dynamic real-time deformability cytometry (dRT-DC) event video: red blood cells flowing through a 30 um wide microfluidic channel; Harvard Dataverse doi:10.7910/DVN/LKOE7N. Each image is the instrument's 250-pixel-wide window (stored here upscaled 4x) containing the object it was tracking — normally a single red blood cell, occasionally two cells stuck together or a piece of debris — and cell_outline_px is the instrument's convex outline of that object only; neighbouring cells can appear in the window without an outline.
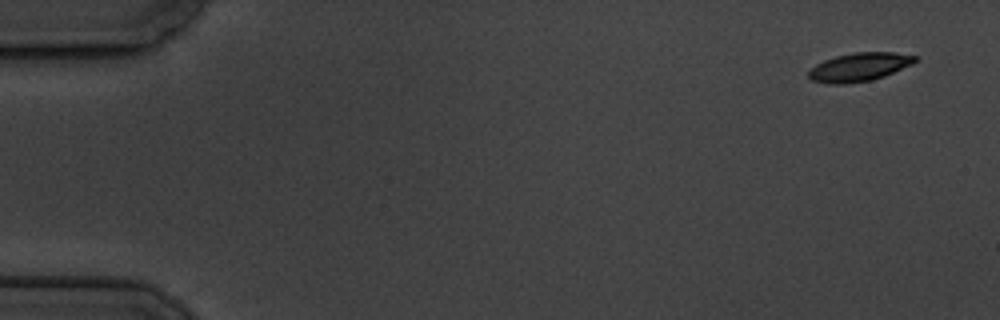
{"species": "common noctule bat (a hibernating species)", "species_latin": "Nyctalus noctula", "temperature_condition": "cold", "stored_images_in_passage": 4, "camera_frame_rate_fps": 3000, "um_per_image_px": 0.085, "animal": {"sex": "male", "body_mass_g": 19.5, "forearm_length_mm": 54.6}, "frame": {"image": 1, "passage_image": 1, "time_ms": 0.0, "image_size_px": [1000, 320], "cell_outline_px": [[916, 60], [912, 64], [884, 76], [872, 80], [848, 84], [828, 84], [812, 80], [808, 76], [808, 72], [816, 64], [824, 60], [836, 56], [856, 52], [896, 52], [916, 56]], "centroid_in_image_um": [73.02, 5.7], "position_along_channel_um": 12.0, "area_um2": 17.63}}